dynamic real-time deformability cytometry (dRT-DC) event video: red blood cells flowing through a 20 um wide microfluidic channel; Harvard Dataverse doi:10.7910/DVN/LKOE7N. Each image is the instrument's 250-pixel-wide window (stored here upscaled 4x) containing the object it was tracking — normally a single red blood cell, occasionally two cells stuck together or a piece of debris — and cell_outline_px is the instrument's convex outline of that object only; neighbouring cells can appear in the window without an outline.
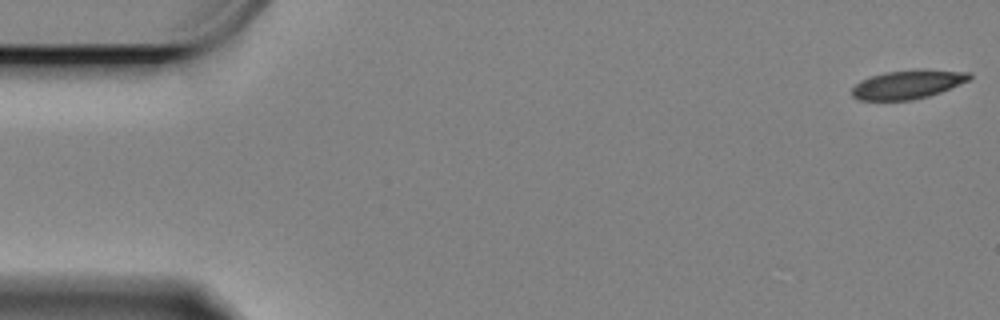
{"species": "Egyptian fruit bat (a non-hibernating species)", "species_latin": "Rousettus aegyptiacus", "temperature_condition": "cold", "stored_images_in_passage": 11, "camera_frame_rate_fps": 3000, "um_per_image_px": 0.085, "animal": {"sex": "female"}, "frame": {"image": 1, "passage_image": 1, "time_ms": 0.0, "image_size_px": [1000, 320], "cell_outline_px": [[972, 76], [968, 80], [940, 92], [928, 96], [912, 100], [860, 100], [852, 96], [852, 88], [860, 80], [872, 76], [888, 72], [920, 68], [972, 72]], "centroid_in_image_um": [77.18, 7.16], "position_along_channel_um": 7.8, "area_um2": 19.71}}